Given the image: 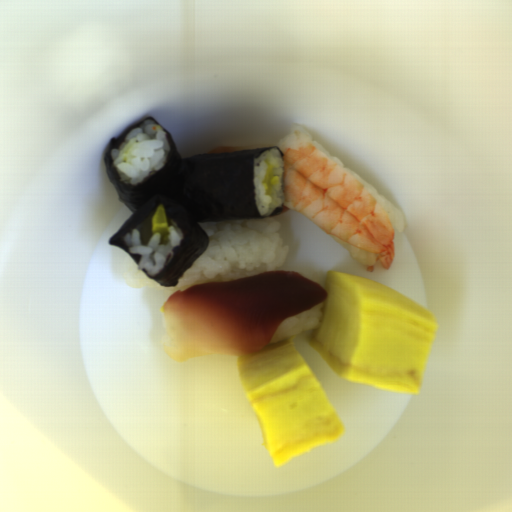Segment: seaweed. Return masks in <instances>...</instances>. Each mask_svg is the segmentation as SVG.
<instances>
[{"label":"seaweed","mask_w":512,"mask_h":512,"mask_svg":"<svg viewBox=\"0 0 512 512\" xmlns=\"http://www.w3.org/2000/svg\"><path fill=\"white\" fill-rule=\"evenodd\" d=\"M162 126L171 146L167 164L144 183L125 184L119 180L111 166L110 151L118 148L127 134L145 120ZM278 149L283 160L284 152L276 146L230 152L197 154L181 158L171 133L156 119L145 118L116 137L110 139L104 161L108 179L118 193V198L130 209V217L109 238L108 244L126 251L139 266L140 254L130 252L125 235L162 205L166 217L178 224L184 234L175 246L173 259L158 274L148 279L162 286L175 287L187 269L205 252L210 240L198 223L237 219H264L281 214L283 205L267 216L258 210L254 189L256 160L265 151Z\"/></svg>","instance_id":"1faa68ee"}]
</instances>
